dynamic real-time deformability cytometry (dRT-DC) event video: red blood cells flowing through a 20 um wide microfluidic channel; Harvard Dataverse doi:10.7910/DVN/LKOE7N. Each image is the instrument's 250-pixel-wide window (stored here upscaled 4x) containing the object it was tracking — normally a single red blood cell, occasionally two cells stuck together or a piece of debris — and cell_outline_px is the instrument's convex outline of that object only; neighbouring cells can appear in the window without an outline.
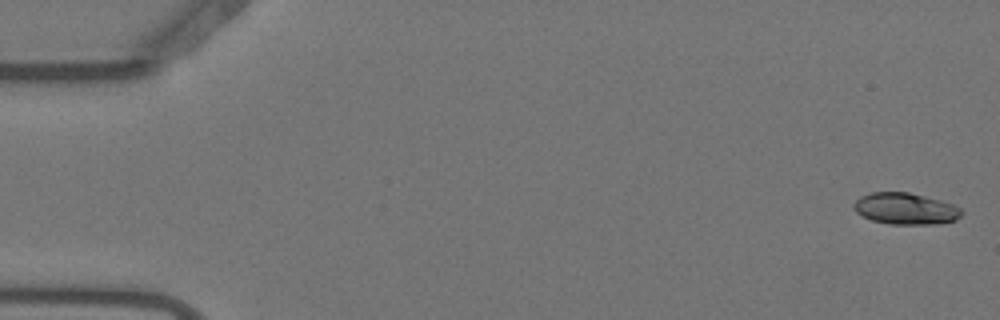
{"species": "Egyptian fruit bat (a non-hibernating species)", "species_latin": "Rousettus aegyptiacus", "temperature_condition": "warm", "stored_images_in_passage": 55, "camera_frame_rate_fps": 3000, "um_per_image_px": 0.085, "animal": {"sex": "female"}, "frame": {"image": 1, "passage_image": 2, "time_ms": 0.333, "image_size_px": [1000, 320], "cell_outline_px": [[964, 212], [956, 220], [936, 224], [888, 224], [872, 220], [856, 212], [852, 208], [852, 204], [860, 196], [872, 192], [908, 192], [940, 200], [952, 204], [960, 208]], "centroid_in_image_um": [76.95, 17.74], "position_along_channel_um": 8.0, "area_um2": 19.83}}
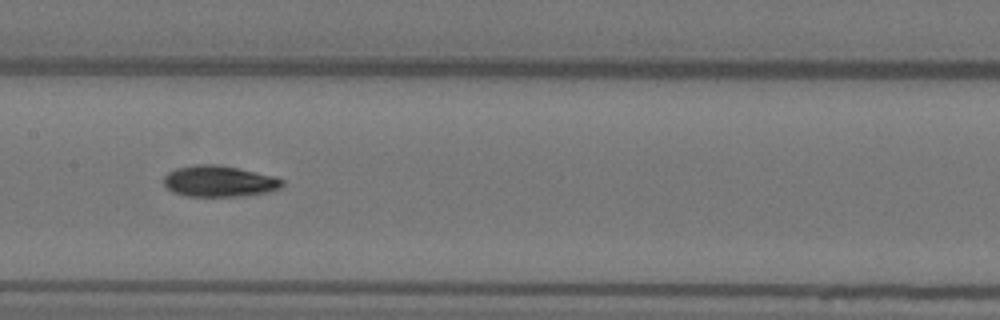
{"frame": {"image": 2, "passage_image": 28, "time_ms": 9.0, "image_size_px": [1000, 320], "cell_outline_px": [[284, 184], [280, 188], [248, 196], [184, 196], [172, 192], [164, 184], [164, 176], [168, 172], [176, 168], [196, 164], [216, 164], [276, 176], [284, 180]], "centroid_in_image_um": [18.62, 15.41], "position_along_channel_um": 188.8, "area_um2": 21.56}}
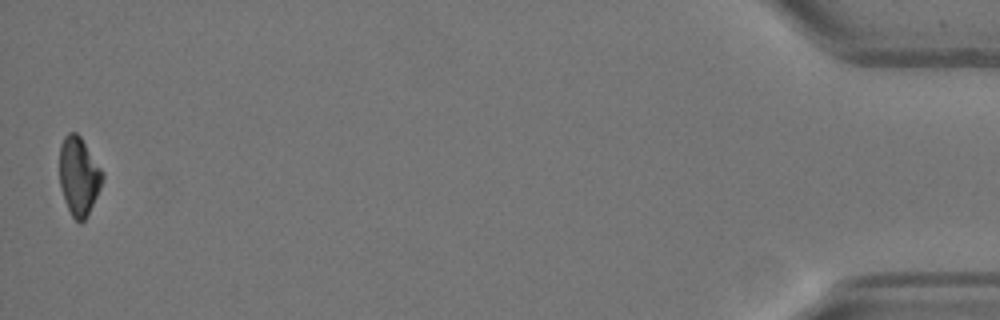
{"frame": {"image": 3, "passage_image": 55, "time_ms": 18.0, "image_size_px": [1000, 320], "cell_outline_px": [[104, 176], [100, 188], [84, 220], [80, 224], [72, 216], [64, 200], [60, 184], [60, 144], [64, 136], [68, 132], [76, 132], [80, 136], [104, 172]], "centroid_in_image_um": [6.69, 14.94], "position_along_channel_um": 428.5, "area_um2": 19.42}, "authors_computed_cell_mechanics": {"area_um2": 20.5768, "velocity_mm_per_s": 3.7011, "shape_relaxation_time_tau1_ms": 8.9545, "shape_relaxation_time_tau2_ms": null, "deformation_change_tau1": 0.2351, "deformation_change_tau2": null}}